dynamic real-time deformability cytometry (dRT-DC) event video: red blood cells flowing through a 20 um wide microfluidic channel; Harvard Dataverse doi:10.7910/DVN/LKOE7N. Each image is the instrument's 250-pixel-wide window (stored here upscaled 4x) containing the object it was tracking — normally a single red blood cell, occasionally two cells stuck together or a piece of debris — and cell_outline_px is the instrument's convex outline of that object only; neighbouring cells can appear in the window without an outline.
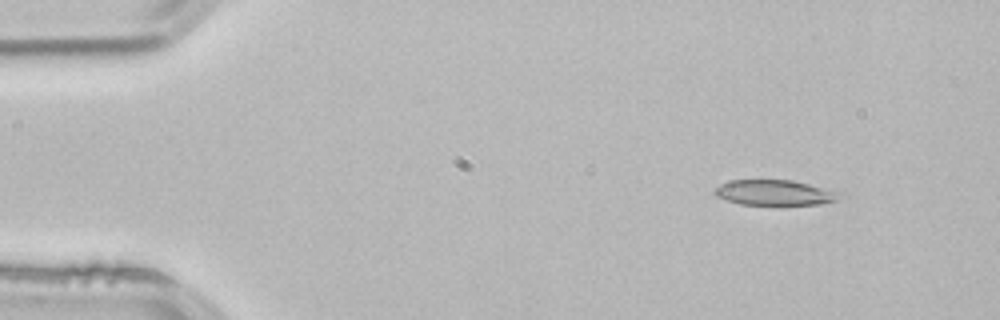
{"species": "common noctule bat (a hibernating species)", "species_latin": "Nyctalus noctula", "temperature_condition": "room temperature", "stored_images_in_passage": 4, "camera_frame_rate_fps": 3000, "um_per_image_px": 0.085, "animal": {"sex": "male", "body_mass_g": 21.5, "forearm_length_mm": 52.0}, "frame": {"image": 1, "passage_image": 2, "time_ms": 0.333, "image_size_px": [1000, 320], "cell_outline_px": [[848, 196], [836, 200], [820, 204], [740, 204], [716, 196], [716, 188], [720, 184], [732, 180], [792, 180], [844, 192]], "centroid_in_image_um": [65.97, 16.37], "position_along_channel_um": 19.0, "area_um2": 18.44}}
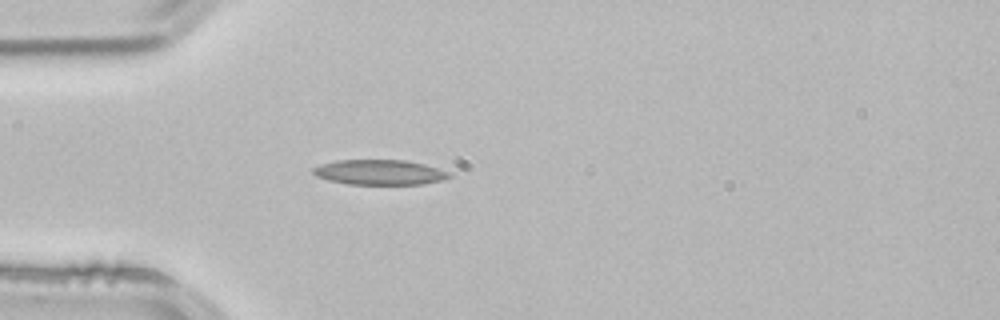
{"frame": {"image": 2, "passage_image": 4, "time_ms": 1.0, "image_size_px": [1000, 320], "cell_outline_px": [[452, 176], [444, 180], [420, 184], [348, 184], [328, 180], [316, 176], [312, 172], [312, 168], [320, 164], [336, 160], [404, 160], [424, 164], [452, 172]], "centroid_in_image_um": [32.28, 14.64], "position_along_channel_um": 52.7, "area_um2": 20.0}}